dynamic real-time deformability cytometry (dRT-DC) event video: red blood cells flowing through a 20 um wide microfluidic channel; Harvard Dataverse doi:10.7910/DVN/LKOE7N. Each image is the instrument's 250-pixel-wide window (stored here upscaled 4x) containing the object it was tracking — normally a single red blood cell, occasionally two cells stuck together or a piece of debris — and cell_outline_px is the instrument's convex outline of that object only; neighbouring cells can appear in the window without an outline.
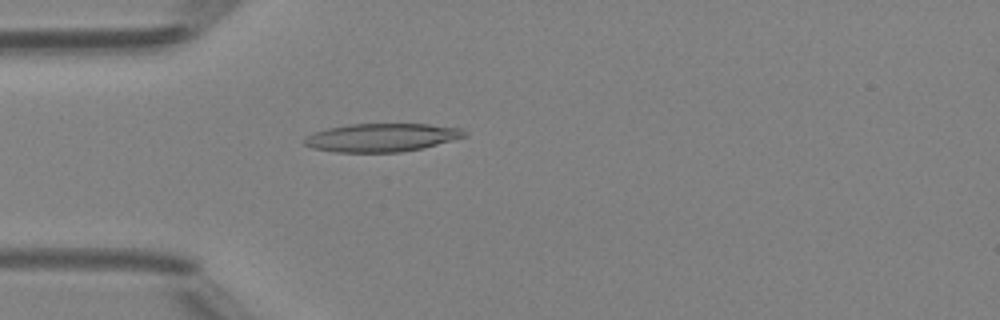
{"species": "Egyptian fruit bat (a non-hibernating species)", "species_latin": "Rousettus aegyptiacus", "temperature_condition": "room temperature", "stored_images_in_passage": 48, "camera_frame_rate_fps": 3000, "um_per_image_px": 0.085, "animal": {"sex": "female"}, "frame": {"image": 1, "passage_image": 14, "time_ms": 4.333, "image_size_px": [1000, 320], "cell_outline_px": [[468, 136], [424, 148], [400, 152], [336, 152], [312, 148], [304, 144], [304, 140], [308, 136], [316, 132], [328, 128], [348, 124], [428, 124], [464, 128], [468, 132]], "centroid_in_image_um": [32.52, 11.69], "position_along_channel_um": 52.5, "area_um2": 26.47}}
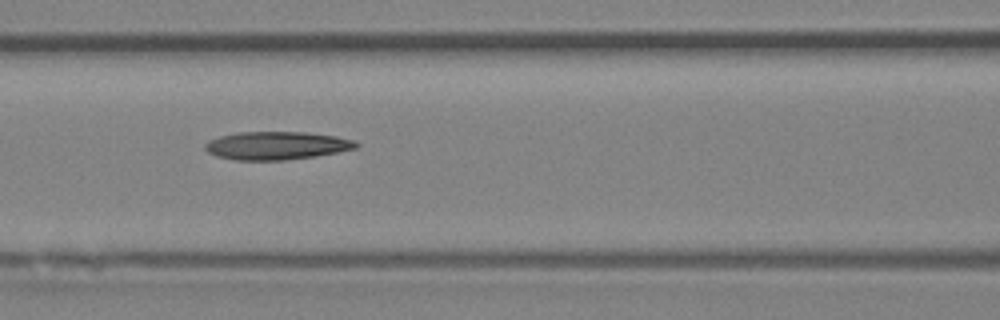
{"frame": {"image": 2, "passage_image": 21, "time_ms": 6.667, "image_size_px": [1000, 320], "cell_outline_px": [[360, 144], [356, 148], [316, 156], [284, 160], [236, 160], [216, 156], [208, 152], [204, 148], [204, 144], [208, 140], [220, 136], [240, 132], [308, 132], [336, 136], [356, 140]], "centroid_in_image_um": [23.51, 12.37], "position_along_channel_um": 143.1, "area_um2": 24.8}}
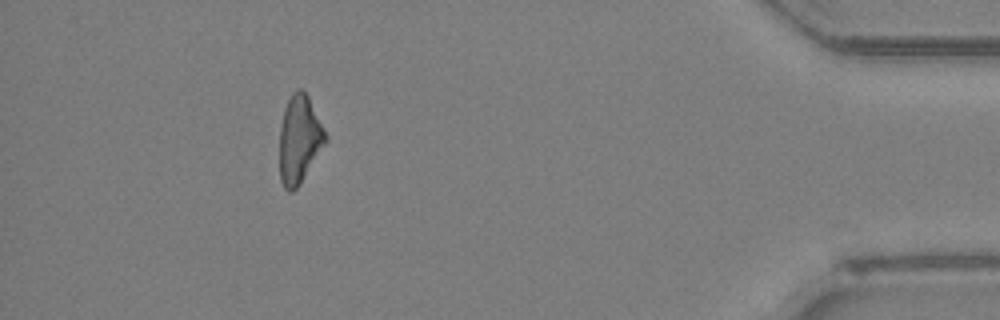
{"frame": {"image": 3, "passage_image": 44, "time_ms": 14.333, "image_size_px": [1000, 320], "cell_outline_px": [[328, 140], [300, 184], [292, 192], [288, 192], [284, 188], [280, 180], [280, 128], [284, 108], [292, 92], [296, 88], [300, 88], [308, 96], [328, 136]], "centroid_in_image_um": [25.45, 11.86], "position_along_channel_um": 409.8, "area_um2": 23.58}, "authors_computed_cell_mechanics": {"area_um2": 24.4205, "velocity_mm_per_s": 4.2407, "shape_relaxation_time_tau1_ms": 8.4036, "shape_relaxation_time_tau2_ms": null, "deformation_change_tau1": 0.2292, "deformation_change_tau2": null}}